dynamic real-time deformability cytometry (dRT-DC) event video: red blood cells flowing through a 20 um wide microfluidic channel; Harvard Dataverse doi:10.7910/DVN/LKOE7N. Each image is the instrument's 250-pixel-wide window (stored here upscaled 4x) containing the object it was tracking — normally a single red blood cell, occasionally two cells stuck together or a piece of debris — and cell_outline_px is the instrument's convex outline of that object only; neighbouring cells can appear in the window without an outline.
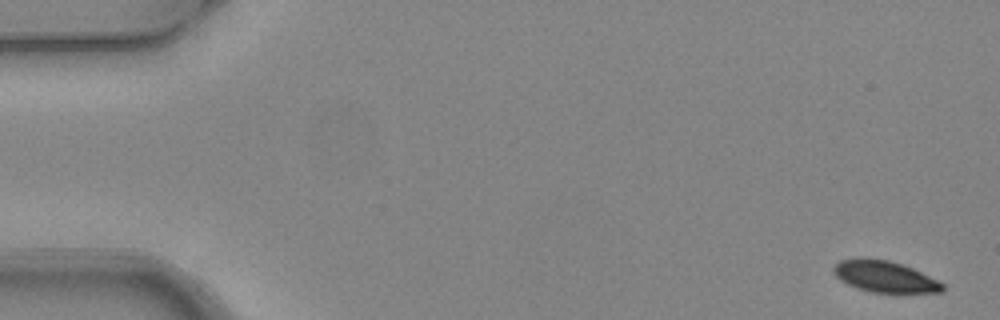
{"species": "common noctule bat (a hibernating species)", "species_latin": "Nyctalus noctula", "temperature_condition": "warm", "stored_images_in_passage": 5, "camera_frame_rate_fps": 3000, "um_per_image_px": 0.085, "animal": {"sex": "female", "body_mass_g": 24.6, "forearm_length_mm": 56.2}, "frame": {"image": 1, "passage_image": 1, "time_ms": 0.0, "image_size_px": [1000, 320], "cell_outline_px": [[944, 292], [872, 292], [856, 288], [840, 280], [832, 272], [832, 268], [840, 260], [856, 256], [864, 256], [888, 260], [912, 268], [940, 280], [944, 284]], "centroid_in_image_um": [75.17, 23.48], "position_along_channel_um": 9.8, "area_um2": 20.23}}
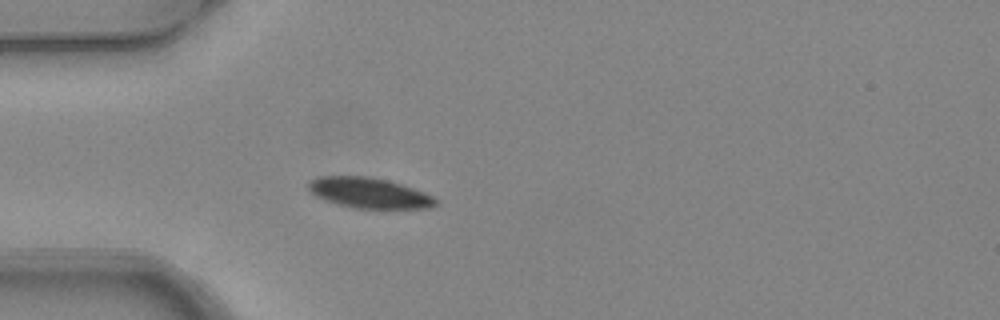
{"frame": {"image": 2, "passage_image": 5, "time_ms": 1.333, "image_size_px": [1000, 320], "cell_outline_px": [[440, 200], [432, 208], [352, 208], [324, 200], [308, 192], [308, 180], [316, 176], [368, 176], [388, 180], [424, 192]], "centroid_in_image_um": [31.33, 16.39], "position_along_channel_um": 53.7, "area_um2": 22.77}}